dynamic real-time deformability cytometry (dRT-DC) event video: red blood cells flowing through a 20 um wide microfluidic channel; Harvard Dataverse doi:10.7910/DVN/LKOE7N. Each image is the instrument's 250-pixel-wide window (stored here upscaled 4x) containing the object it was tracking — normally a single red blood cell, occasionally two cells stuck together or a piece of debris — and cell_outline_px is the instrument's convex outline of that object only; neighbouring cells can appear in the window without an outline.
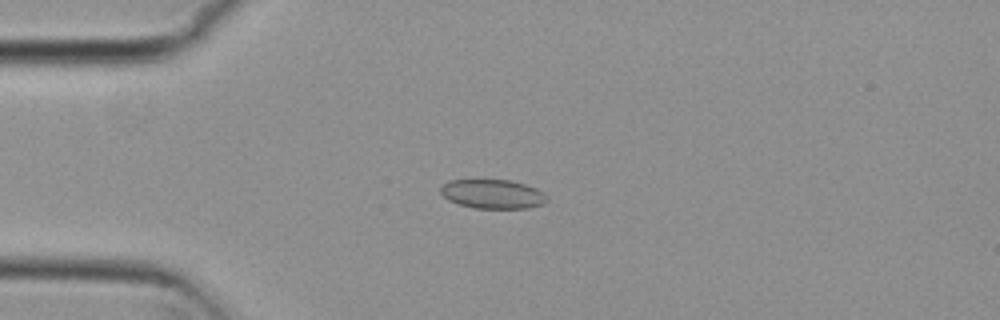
{"species": "common noctule bat (a hibernating species)", "species_latin": "Nyctalus noctula", "temperature_condition": "cold", "stored_images_in_passage": 7, "camera_frame_rate_fps": 3000, "um_per_image_px": 0.085, "animal": {"sex": "female", "body_mass_g": 29.2, "forearm_length_mm": 56.3}, "frame": {"image": 1, "passage_image": 4, "time_ms": 1.0, "image_size_px": [1000, 320], "cell_outline_px": [[548, 200], [544, 204], [528, 208], [476, 208], [460, 204], [448, 200], [440, 192], [440, 188], [448, 180], [508, 180], [524, 184], [536, 188], [544, 192], [548, 196]], "centroid_in_image_um": [41.91, 16.49], "position_along_channel_um": 43.1, "area_um2": 18.03}}
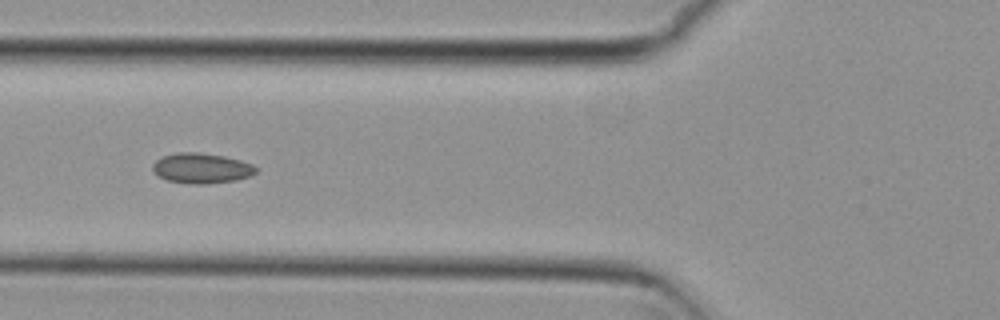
{"frame": {"image": 2, "passage_image": 6, "time_ms": 1.667, "image_size_px": [1000, 320], "cell_outline_px": [[260, 168], [252, 176], [236, 180], [208, 184], [192, 184], [168, 180], [160, 176], [152, 168], [152, 164], [156, 160], [164, 156], [176, 152], [200, 152], [224, 156], [240, 160], [252, 164]], "centroid_in_image_um": [17.18, 14.29], "position_along_channel_um": 108.6, "area_um2": 18.26}}
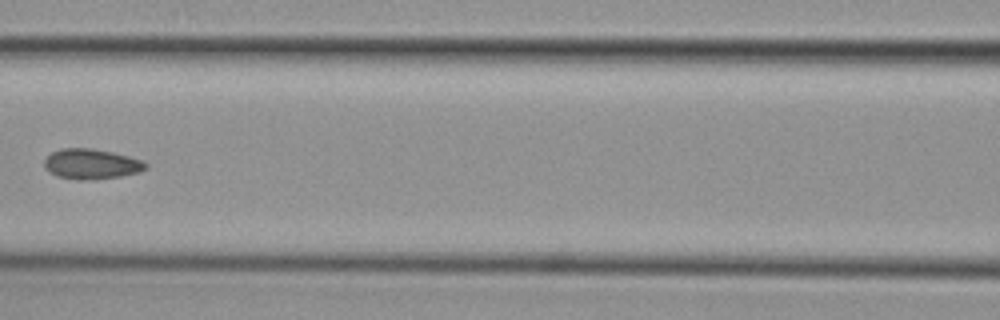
{"frame": {"image": 3, "passage_image": 7, "time_ms": 2.0, "image_size_px": [1000, 320], "cell_outline_px": [[148, 168], [140, 172], [120, 176], [96, 180], [80, 180], [56, 176], [48, 172], [44, 168], [44, 160], [52, 152], [60, 148], [92, 148], [112, 152], [144, 160], [148, 164]], "centroid_in_image_um": [7.77, 13.95], "position_along_channel_um": 158.8, "area_um2": 18.15}}